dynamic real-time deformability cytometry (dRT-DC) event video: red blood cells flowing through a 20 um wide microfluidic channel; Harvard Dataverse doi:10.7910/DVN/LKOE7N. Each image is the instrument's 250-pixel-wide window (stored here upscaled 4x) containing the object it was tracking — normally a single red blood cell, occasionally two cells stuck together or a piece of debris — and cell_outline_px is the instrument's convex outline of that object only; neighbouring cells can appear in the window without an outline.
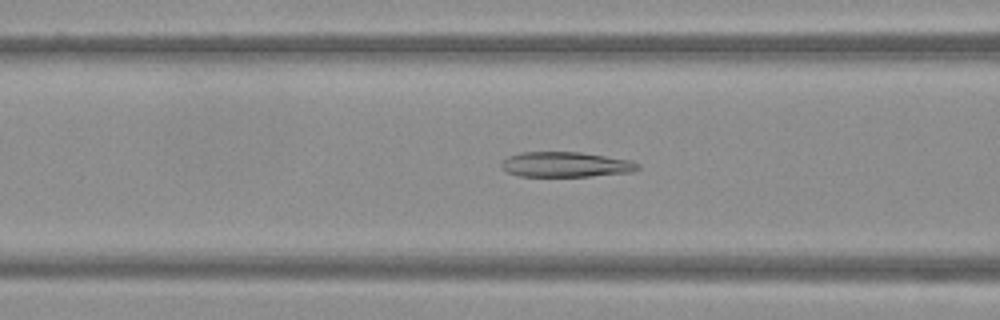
{"species": "Egyptian fruit bat (a non-hibernating species)", "species_latin": "Rousettus aegyptiacus", "temperature_condition": "warm", "stored_images_in_passage": 51, "camera_frame_rate_fps": 3000, "um_per_image_px": 0.085, "frame": {"image": 1, "passage_image": 21, "time_ms": 6.667, "image_size_px": [1000, 320], "cell_outline_px": [[640, 168], [632, 172], [588, 176], [520, 176], [504, 172], [500, 168], [500, 164], [508, 156], [520, 152], [580, 152], [632, 160], [640, 164]], "centroid_in_image_um": [48.06, 13.98], "position_along_channel_um": 118.5, "area_um2": 20.17}}
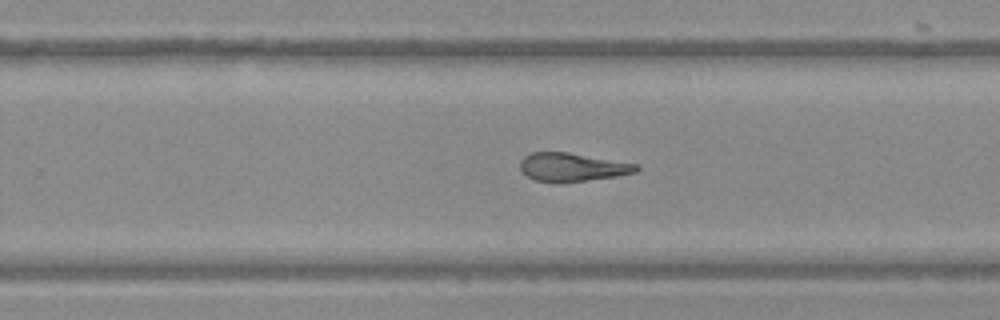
{"frame": {"image": 2, "passage_image": 33, "time_ms": 10.667, "image_size_px": [1000, 320], "cell_outline_px": [[640, 168], [636, 172], [616, 176], [584, 180], [532, 180], [520, 168], [520, 160], [524, 156], [532, 152], [568, 152], [640, 164]], "centroid_in_image_um": [48.68, 14.16], "position_along_channel_um": 281.1, "area_um2": 18.73}}
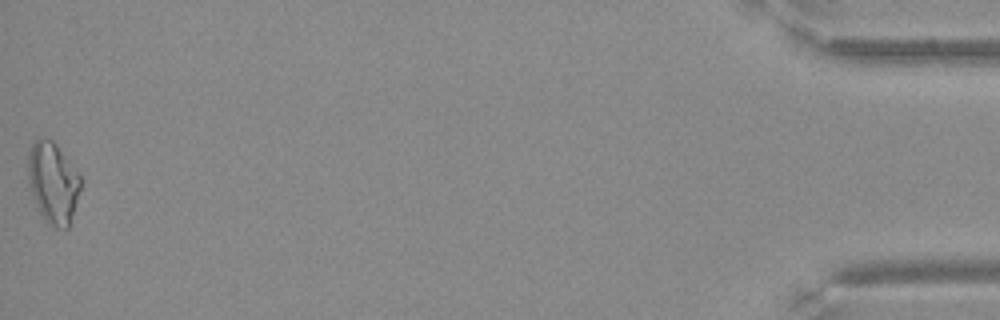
{"frame": {"image": 3, "passage_image": 51, "time_ms": 16.667, "image_size_px": [1000, 320], "cell_outline_px": [[80, 188], [68, 228], [56, 228], [48, 224], [44, 220], [36, 208], [28, 180], [28, 156], [32, 144], [36, 140], [52, 140], [56, 144], [80, 176]], "centroid_in_image_um": [4.48, 15.57], "position_along_channel_um": 430.7, "area_um2": 24.39}}